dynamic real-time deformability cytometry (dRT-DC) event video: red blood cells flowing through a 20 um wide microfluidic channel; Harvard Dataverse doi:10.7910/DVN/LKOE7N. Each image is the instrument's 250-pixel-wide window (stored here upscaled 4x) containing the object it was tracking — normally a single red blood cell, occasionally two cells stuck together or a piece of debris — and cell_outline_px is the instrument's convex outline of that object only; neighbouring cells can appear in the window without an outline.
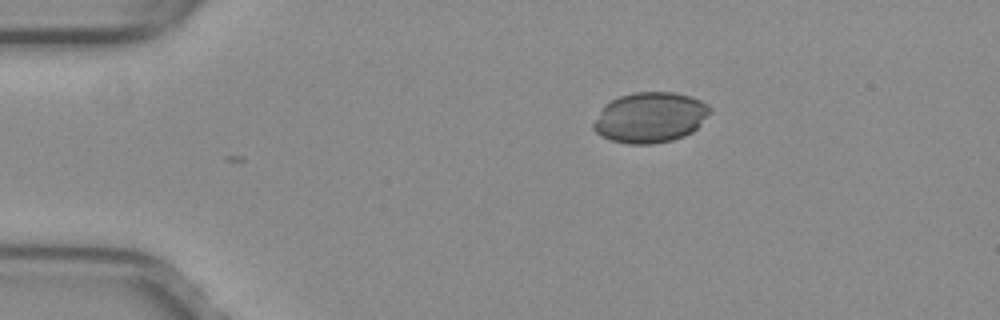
{"species": "common noctule bat (a hibernating species)", "species_latin": "Nyctalus noctula", "temperature_condition": "warm", "stored_images_in_passage": 3, "camera_frame_rate_fps": 3000, "um_per_image_px": 0.085, "animal": {"sex": "female", "body_mass_g": 29.2, "forearm_length_mm": 56.3}, "frame": {"image": 1, "passage_image": 3, "time_ms": 0.667, "image_size_px": [1000, 320], "cell_outline_px": [[712, 112], [692, 132], [684, 136], [672, 140], [652, 144], [628, 144], [612, 140], [600, 136], [592, 128], [592, 124], [604, 104], [620, 96], [636, 92], [676, 92], [692, 96], [708, 104], [712, 108]], "centroid_in_image_um": [55.27, 9.98], "position_along_channel_um": 29.7, "area_um2": 34.45}}